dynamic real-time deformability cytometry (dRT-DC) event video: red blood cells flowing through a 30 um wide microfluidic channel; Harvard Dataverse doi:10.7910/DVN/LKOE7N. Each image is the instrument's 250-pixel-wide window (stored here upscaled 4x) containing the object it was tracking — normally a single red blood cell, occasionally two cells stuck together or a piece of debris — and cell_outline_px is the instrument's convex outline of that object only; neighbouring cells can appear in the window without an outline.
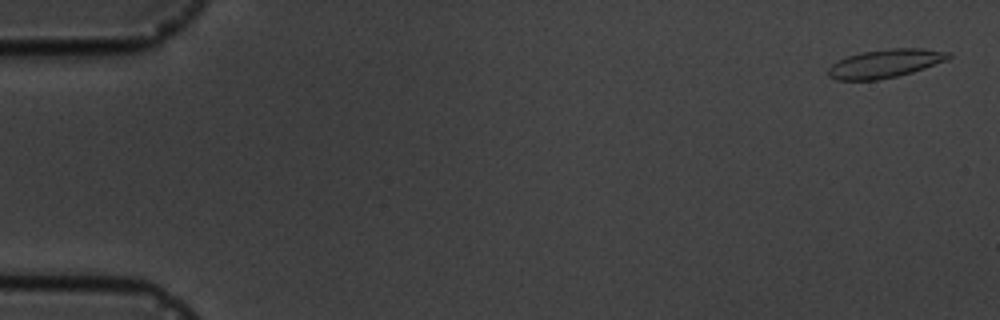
{"species": "common noctule bat (a hibernating species)", "species_latin": "Nyctalus noctula", "temperature_condition": "cold", "stored_images_in_passage": 6, "camera_frame_rate_fps": 3000, "um_per_image_px": 0.085, "animal": {"sex": "male", "body_mass_g": 19.5, "forearm_length_mm": 54.6}, "frame": {"image": 1, "passage_image": 1, "time_ms": 0.0, "image_size_px": [1000, 320], "cell_outline_px": [[952, 56], [948, 60], [912, 72], [896, 76], [876, 80], [836, 80], [828, 76], [828, 68], [832, 64], [848, 56], [864, 52], [892, 48], [920, 48], [952, 52]], "centroid_in_image_um": [75.28, 5.4], "position_along_channel_um": 9.7, "area_um2": 19.83}}
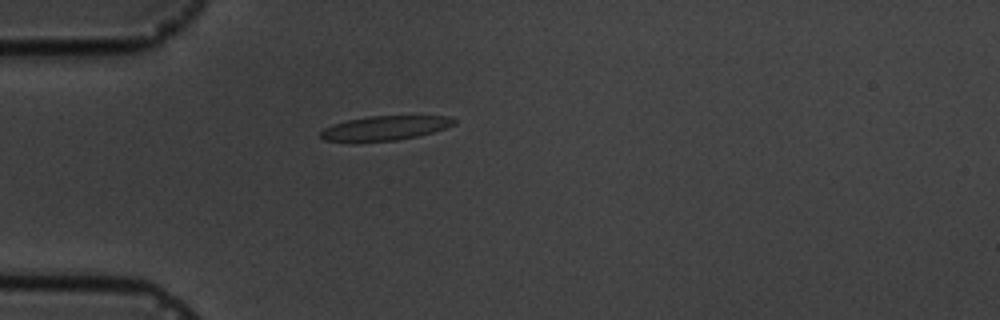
{"frame": {"image": 2, "passage_image": 5, "time_ms": 4.667, "image_size_px": [1000, 320], "cell_outline_px": [[456, 124], [432, 132], [416, 136], [396, 140], [356, 144], [352, 144], [324, 140], [320, 136], [320, 132], [324, 128], [332, 124], [348, 120], [368, 116], [448, 116], [456, 120]], "centroid_in_image_um": [32.62, 10.92], "position_along_channel_um": 52.4, "area_um2": 19.48}}